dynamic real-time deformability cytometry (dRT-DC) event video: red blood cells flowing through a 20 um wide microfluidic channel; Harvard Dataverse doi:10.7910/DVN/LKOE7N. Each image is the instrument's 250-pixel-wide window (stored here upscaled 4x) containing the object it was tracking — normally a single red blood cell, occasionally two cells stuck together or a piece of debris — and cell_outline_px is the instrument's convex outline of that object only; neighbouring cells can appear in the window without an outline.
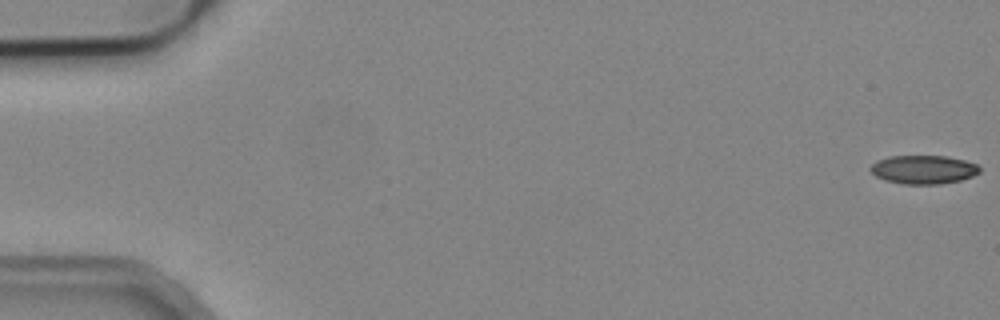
{"species": "common noctule bat (a hibernating species)", "species_latin": "Nyctalus noctula", "temperature_condition": "cold", "stored_images_in_passage": 54, "camera_frame_rate_fps": 3000, "um_per_image_px": 0.085, "animal": {"sex": "male", "body_mass_g": 19.2, "forearm_length_mm": 51.8}, "frame": {"image": 1, "passage_image": 1, "time_ms": 0.0, "image_size_px": [1000, 320], "cell_outline_px": [[980, 172], [972, 176], [960, 180], [940, 184], [900, 184], [884, 180], [876, 176], [868, 168], [876, 160], [888, 156], [948, 156], [964, 160], [976, 164], [980, 168]], "centroid_in_image_um": [78.46, 14.41], "position_along_channel_um": 6.5, "area_um2": 18.32}}
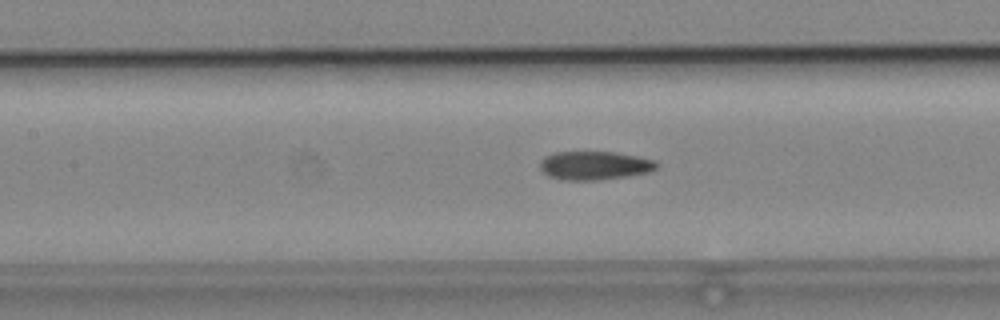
{"frame": {"image": 2, "passage_image": 25, "time_ms": 8.0, "image_size_px": [1000, 320], "cell_outline_px": [[660, 164], [656, 168], [648, 172], [628, 176], [596, 180], [564, 180], [548, 176], [540, 168], [540, 160], [544, 156], [552, 152], [616, 152], [656, 160]], "centroid_in_image_um": [50.53, 14.06], "position_along_channel_um": 156.9, "area_um2": 19.54}}
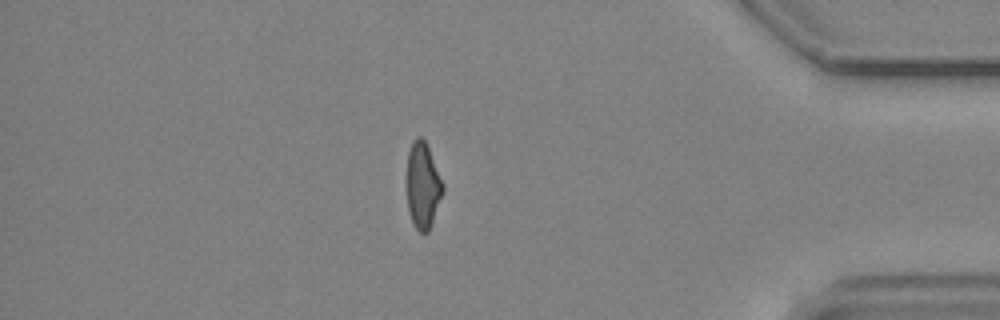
{"frame": {"image": 3, "passage_image": 47, "time_ms": 15.333, "image_size_px": [1000, 320], "cell_outline_px": [[444, 192], [432, 224], [428, 232], [420, 232], [416, 228], [408, 212], [408, 152], [412, 140], [416, 136], [420, 136], [428, 144], [444, 184]], "centroid_in_image_um": [35.97, 15.73], "position_along_channel_um": 399.2, "area_um2": 18.21}, "authors_computed_cell_mechanics": {"area_um2": 19.3052, "velocity_mm_per_s": 3.8109, "shape_relaxation_time_tau1_ms": 7.8222, "shape_relaxation_time_tau2_ms": 4.0256, "deformation_change_tau1": 0.1919, "deformation_change_tau2": 0.1195}}